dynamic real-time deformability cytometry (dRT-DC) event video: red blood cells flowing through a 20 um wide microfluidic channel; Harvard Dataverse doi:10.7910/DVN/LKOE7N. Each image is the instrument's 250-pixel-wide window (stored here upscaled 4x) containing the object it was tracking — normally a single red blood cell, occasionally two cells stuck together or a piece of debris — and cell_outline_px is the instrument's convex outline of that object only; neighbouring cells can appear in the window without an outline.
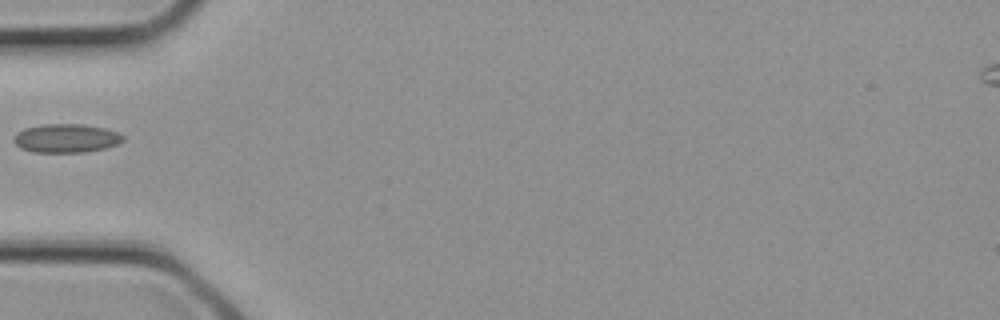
{"species": "common noctule bat (a hibernating species)", "species_latin": "Nyctalus noctula", "temperature_condition": "cold", "stored_images_in_passage": 3, "camera_frame_rate_fps": 3000, "um_per_image_px": 0.085, "animal": {"sex": "female", "body_mass_g": 21.9}, "frame": {"image": 1, "passage_image": 3, "time_ms": 0.667, "image_size_px": [1000, 320], "cell_outline_px": [[124, 140], [116, 144], [104, 148], [84, 152], [32, 152], [20, 148], [12, 140], [16, 132], [24, 128], [44, 124], [80, 124], [104, 128], [116, 132], [124, 136]], "centroid_in_image_um": [5.57, 11.75], "position_along_channel_um": 79.4, "area_um2": 18.21}}